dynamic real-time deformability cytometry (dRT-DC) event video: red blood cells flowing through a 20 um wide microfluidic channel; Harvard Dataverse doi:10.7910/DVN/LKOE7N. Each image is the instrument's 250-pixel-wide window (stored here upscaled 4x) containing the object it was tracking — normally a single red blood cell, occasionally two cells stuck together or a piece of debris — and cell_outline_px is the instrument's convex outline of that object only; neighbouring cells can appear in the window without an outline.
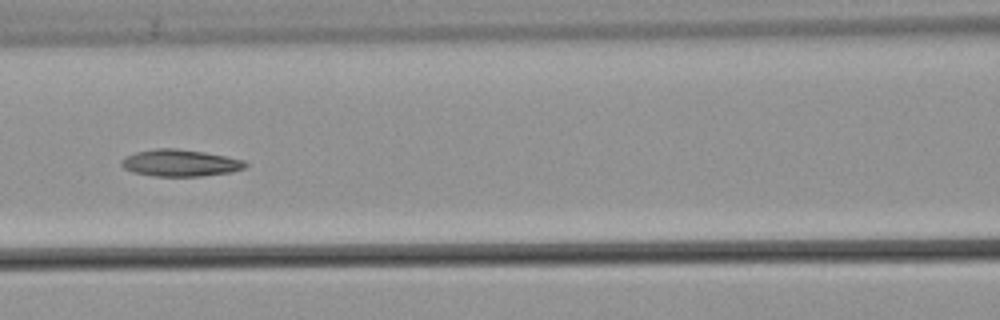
{"species": "common noctule bat (a hibernating species)", "species_latin": "Nyctalus noctula", "temperature_condition": "warm", "stored_images_in_passage": 52, "camera_frame_rate_fps": 3000, "um_per_image_px": 0.085, "animal": {"sex": "male", "body_mass_g": 21.5, "forearm_length_mm": 52.0}, "frame": {"image": 1, "passage_image": 23, "time_ms": 7.333, "image_size_px": [1000, 320], "cell_outline_px": [[248, 164], [244, 168], [232, 172], [200, 176], [152, 176], [132, 172], [124, 168], [120, 164], [120, 160], [136, 152], [156, 148], [176, 148], [204, 152], [244, 160]], "centroid_in_image_um": [15.3, 13.85], "position_along_channel_um": 151.3, "area_um2": 19.36}, "authors_computed_cell_mechanics": {"area_um2": 19.4786, "velocity_mm_per_s": 3.8209, "shape_relaxation_time_tau1_ms": null, "shape_relaxation_time_tau2_ms": 4.2095, "deformation_change_tau1": null, "deformation_change_tau2": 0.121}}